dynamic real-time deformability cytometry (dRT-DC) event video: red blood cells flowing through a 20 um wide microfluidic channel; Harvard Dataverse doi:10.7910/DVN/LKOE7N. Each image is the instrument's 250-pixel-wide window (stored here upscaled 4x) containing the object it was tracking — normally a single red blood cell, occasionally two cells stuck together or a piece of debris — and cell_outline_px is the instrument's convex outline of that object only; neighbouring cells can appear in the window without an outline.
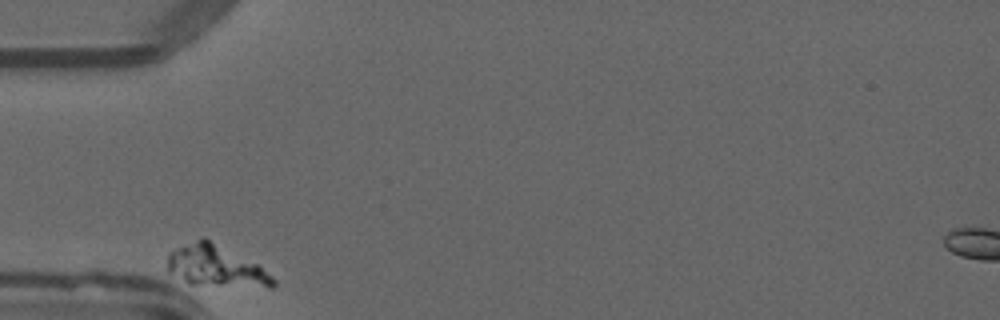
{"species": "common noctule bat (a hibernating species)", "species_latin": "Nyctalus noctula", "temperature_condition": "warm", "stored_images_in_passage": 32, "camera_frame_rate_fps": 3000, "um_per_image_px": 0.085, "animal": {"sex": "male", "forearm_length_mm": 52.5}, "frame": {"image": 1, "passage_image": 1, "time_ms": 0.0, "image_size_px": [1000, 320], "cell_outline_px": [[276, 284], [272, 288], [268, 288], [188, 284], [168, 272], [168, 252], [176, 248], [204, 236], [256, 264], [272, 276], [276, 280]], "centroid_in_image_um": [18.33, 22.64], "position_along_channel_um": 66.7, "area_um2": 25.49}}
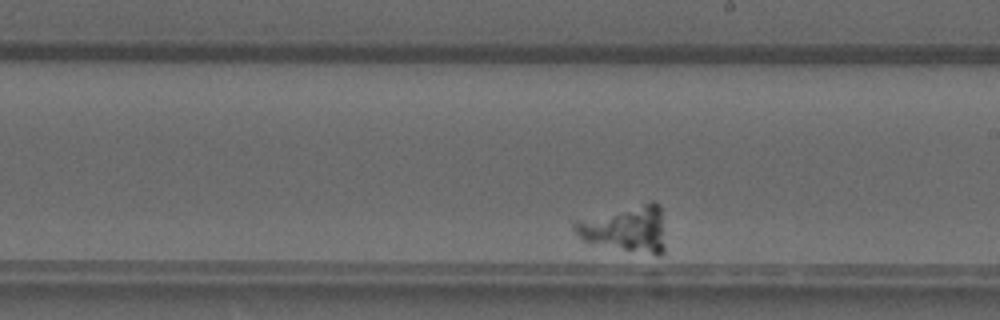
{"frame": {"image": 2, "passage_image": 19, "time_ms": 6.0, "image_size_px": [1000, 320], "cell_outline_px": [[664, 252], [660, 256], [656, 256], [584, 240], [572, 228], [572, 224], [576, 220], [652, 200], [660, 204], [664, 244]], "centroid_in_image_um": [53.24, 19.42], "position_along_channel_um": 235.8, "area_um2": 24.16}}
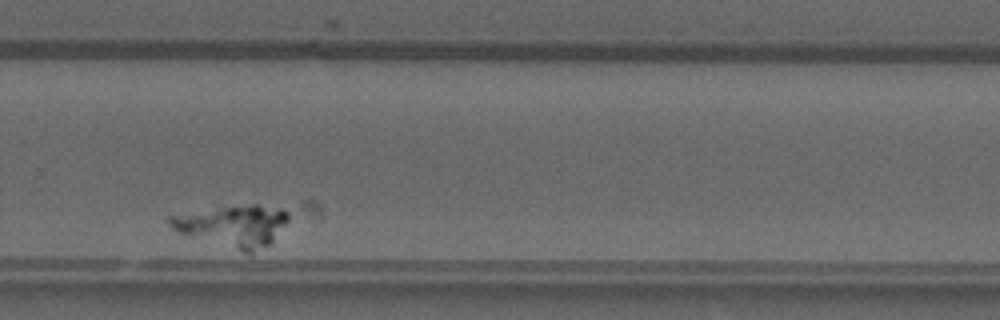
{"frame": {"image": 3, "passage_image": 26, "time_ms": 8.333, "image_size_px": [1000, 320], "cell_outline_px": [[288, 220], [272, 244], [252, 252], [244, 252], [180, 232], [172, 228], [164, 220], [168, 216], [220, 208], [252, 204], [256, 204], [280, 208], [288, 212]], "centroid_in_image_um": [19.86, 19.19], "position_along_channel_um": 309.9, "area_um2": 28.03}}